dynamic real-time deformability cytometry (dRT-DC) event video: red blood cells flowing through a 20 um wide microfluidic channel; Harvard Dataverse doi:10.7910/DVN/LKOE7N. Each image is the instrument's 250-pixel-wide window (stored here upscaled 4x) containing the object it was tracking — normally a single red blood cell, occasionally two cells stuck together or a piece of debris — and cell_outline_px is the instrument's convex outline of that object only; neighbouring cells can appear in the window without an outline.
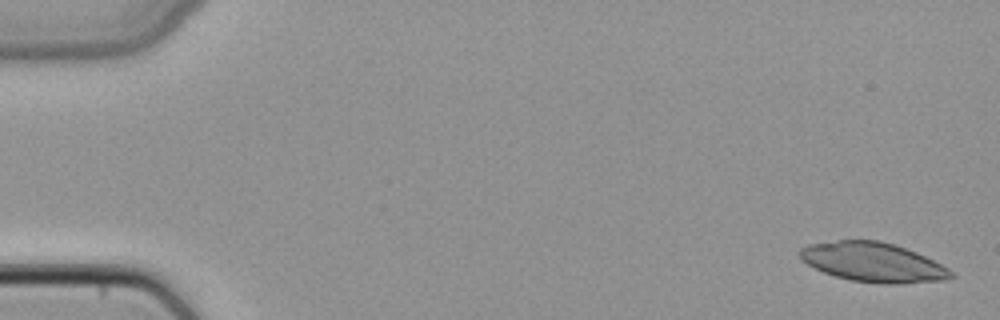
{"species": "common noctule bat (a hibernating species)", "species_latin": "Nyctalus noctula", "temperature_condition": "cold", "stored_images_in_passage": 5, "camera_frame_rate_fps": 3000, "um_per_image_px": 0.085, "animal": {"sex": "female", "body_mass_g": 22.7, "forearm_length_mm": 54.2}, "frame": {"image": 1, "passage_image": 1, "time_ms": 0.0, "image_size_px": [1000, 320], "cell_outline_px": [[956, 276], [948, 280], [896, 284], [880, 284], [852, 280], [836, 276], [824, 272], [800, 260], [800, 248], [808, 244], [836, 240], [880, 240], [896, 244], [916, 252], [948, 268]], "centroid_in_image_um": [74.22, 22.29], "position_along_channel_um": 10.8, "area_um2": 34.8}}